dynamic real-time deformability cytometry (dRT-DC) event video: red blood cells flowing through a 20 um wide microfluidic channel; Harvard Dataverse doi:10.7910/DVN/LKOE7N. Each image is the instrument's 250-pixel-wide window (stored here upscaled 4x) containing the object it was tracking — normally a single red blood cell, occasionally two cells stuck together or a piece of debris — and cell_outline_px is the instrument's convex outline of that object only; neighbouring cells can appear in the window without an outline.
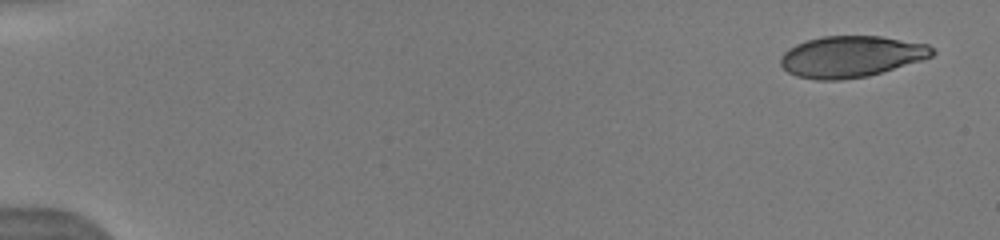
{"species": "human", "species_latin": "Homo sapiens", "temperature_condition": "warm", "stored_images_in_passage": 8, "camera_frame_rate_fps": 3000, "um_per_image_px": 0.085, "donor": {"sex": "male"}, "frame": {"image": 1, "passage_image": 1, "time_ms": 0.0, "image_size_px": [1000, 240], "cell_outline_px": [[936, 52], [932, 56], [924, 60], [868, 76], [840, 80], [816, 80], [796, 76], [788, 72], [780, 64], [780, 56], [788, 48], [796, 44], [808, 40], [824, 36], [880, 36], [928, 44]], "centroid_in_image_um": [72.35, 4.81], "position_along_channel_um": 12.7, "area_um2": 36.65}}
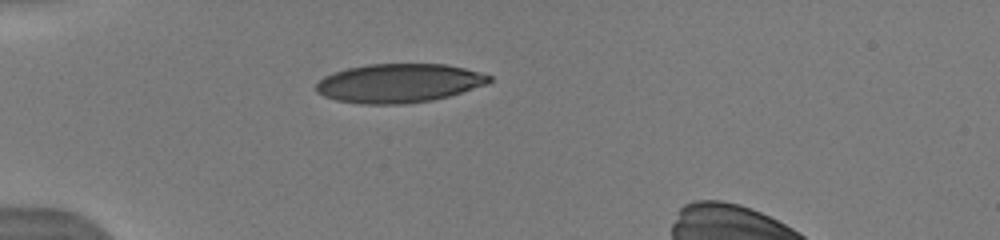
{"frame": {"image": 2, "passage_image": 6, "time_ms": 4.333, "image_size_px": [1000, 240], "cell_outline_px": [[492, 80], [488, 84], [448, 96], [432, 100], [404, 104], [360, 104], [336, 100], [324, 96], [316, 92], [316, 84], [324, 76], [348, 68], [368, 64], [444, 64], [464, 68], [492, 76]], "centroid_in_image_um": [33.91, 7.07], "position_along_channel_um": 51.1, "area_um2": 39.13}}